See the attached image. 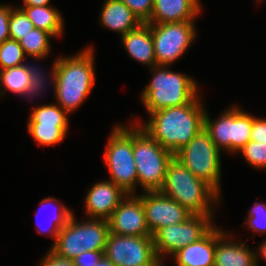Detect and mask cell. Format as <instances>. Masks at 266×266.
I'll return each instance as SVG.
<instances>
[{"mask_svg":"<svg viewBox=\"0 0 266 266\" xmlns=\"http://www.w3.org/2000/svg\"><path fill=\"white\" fill-rule=\"evenodd\" d=\"M81 221L82 253L104 251L110 233L108 220L87 218Z\"/></svg>","mask_w":266,"mask_h":266,"instance_id":"cell-23","label":"cell"},{"mask_svg":"<svg viewBox=\"0 0 266 266\" xmlns=\"http://www.w3.org/2000/svg\"><path fill=\"white\" fill-rule=\"evenodd\" d=\"M76 219L73 213L50 248L58 256L72 260L82 253L81 220Z\"/></svg>","mask_w":266,"mask_h":266,"instance_id":"cell-21","label":"cell"},{"mask_svg":"<svg viewBox=\"0 0 266 266\" xmlns=\"http://www.w3.org/2000/svg\"><path fill=\"white\" fill-rule=\"evenodd\" d=\"M51 0H23V6H48Z\"/></svg>","mask_w":266,"mask_h":266,"instance_id":"cell-40","label":"cell"},{"mask_svg":"<svg viewBox=\"0 0 266 266\" xmlns=\"http://www.w3.org/2000/svg\"><path fill=\"white\" fill-rule=\"evenodd\" d=\"M93 46L76 55L59 56L56 64V103L71 114L90 95L96 80Z\"/></svg>","mask_w":266,"mask_h":266,"instance_id":"cell-2","label":"cell"},{"mask_svg":"<svg viewBox=\"0 0 266 266\" xmlns=\"http://www.w3.org/2000/svg\"><path fill=\"white\" fill-rule=\"evenodd\" d=\"M136 195L142 200L146 223L152 236L159 229L183 223L193 215L160 191H144Z\"/></svg>","mask_w":266,"mask_h":266,"instance_id":"cell-11","label":"cell"},{"mask_svg":"<svg viewBox=\"0 0 266 266\" xmlns=\"http://www.w3.org/2000/svg\"><path fill=\"white\" fill-rule=\"evenodd\" d=\"M159 191L193 215L215 216V207L219 205L221 197L175 157L168 164L165 181Z\"/></svg>","mask_w":266,"mask_h":266,"instance_id":"cell-3","label":"cell"},{"mask_svg":"<svg viewBox=\"0 0 266 266\" xmlns=\"http://www.w3.org/2000/svg\"><path fill=\"white\" fill-rule=\"evenodd\" d=\"M90 266H115L108 258L103 256L95 265Z\"/></svg>","mask_w":266,"mask_h":266,"instance_id":"cell-41","label":"cell"},{"mask_svg":"<svg viewBox=\"0 0 266 266\" xmlns=\"http://www.w3.org/2000/svg\"><path fill=\"white\" fill-rule=\"evenodd\" d=\"M130 125V126H129ZM117 123L103 153L110 180L127 194H136L137 169L133 155V125Z\"/></svg>","mask_w":266,"mask_h":266,"instance_id":"cell-6","label":"cell"},{"mask_svg":"<svg viewBox=\"0 0 266 266\" xmlns=\"http://www.w3.org/2000/svg\"><path fill=\"white\" fill-rule=\"evenodd\" d=\"M27 127L38 146L49 147L64 142L69 125L28 124Z\"/></svg>","mask_w":266,"mask_h":266,"instance_id":"cell-27","label":"cell"},{"mask_svg":"<svg viewBox=\"0 0 266 266\" xmlns=\"http://www.w3.org/2000/svg\"><path fill=\"white\" fill-rule=\"evenodd\" d=\"M123 1L130 10L146 23L152 15L154 8V0H120Z\"/></svg>","mask_w":266,"mask_h":266,"instance_id":"cell-34","label":"cell"},{"mask_svg":"<svg viewBox=\"0 0 266 266\" xmlns=\"http://www.w3.org/2000/svg\"><path fill=\"white\" fill-rule=\"evenodd\" d=\"M54 38L50 33L33 28L26 36L19 40V44L27 57L40 61L50 55L52 49L50 40Z\"/></svg>","mask_w":266,"mask_h":266,"instance_id":"cell-26","label":"cell"},{"mask_svg":"<svg viewBox=\"0 0 266 266\" xmlns=\"http://www.w3.org/2000/svg\"><path fill=\"white\" fill-rule=\"evenodd\" d=\"M195 21L150 24L157 65L171 66L197 37Z\"/></svg>","mask_w":266,"mask_h":266,"instance_id":"cell-9","label":"cell"},{"mask_svg":"<svg viewBox=\"0 0 266 266\" xmlns=\"http://www.w3.org/2000/svg\"><path fill=\"white\" fill-rule=\"evenodd\" d=\"M232 234L216 226L214 266H256V249L246 246V242L234 241Z\"/></svg>","mask_w":266,"mask_h":266,"instance_id":"cell-14","label":"cell"},{"mask_svg":"<svg viewBox=\"0 0 266 266\" xmlns=\"http://www.w3.org/2000/svg\"><path fill=\"white\" fill-rule=\"evenodd\" d=\"M31 82V76L25 64L0 70V98L6 91L24 97Z\"/></svg>","mask_w":266,"mask_h":266,"instance_id":"cell-24","label":"cell"},{"mask_svg":"<svg viewBox=\"0 0 266 266\" xmlns=\"http://www.w3.org/2000/svg\"><path fill=\"white\" fill-rule=\"evenodd\" d=\"M29 62L30 61H28L27 63L26 62L24 63L28 72L30 73V76H31V82L27 88L26 94L24 95V98H26V101H27V99H29L31 101L32 99H36L38 96L40 97V95L43 94L44 92H46V89H48V87H50V86L53 87V92H54V96H55L56 95V64H57V59L55 58L54 62L52 63L50 74L48 73L47 75H46L45 71L41 67H39L38 64L34 65V64L29 63ZM47 83L49 86L47 85Z\"/></svg>","mask_w":266,"mask_h":266,"instance_id":"cell-25","label":"cell"},{"mask_svg":"<svg viewBox=\"0 0 266 266\" xmlns=\"http://www.w3.org/2000/svg\"><path fill=\"white\" fill-rule=\"evenodd\" d=\"M13 7L12 5L9 17V35L10 39L19 41L34 28V25L21 8Z\"/></svg>","mask_w":266,"mask_h":266,"instance_id":"cell-31","label":"cell"},{"mask_svg":"<svg viewBox=\"0 0 266 266\" xmlns=\"http://www.w3.org/2000/svg\"><path fill=\"white\" fill-rule=\"evenodd\" d=\"M26 16L32 21L34 28H38L50 33L54 38L60 37L64 32V18L60 11L48 6H18Z\"/></svg>","mask_w":266,"mask_h":266,"instance_id":"cell-22","label":"cell"},{"mask_svg":"<svg viewBox=\"0 0 266 266\" xmlns=\"http://www.w3.org/2000/svg\"><path fill=\"white\" fill-rule=\"evenodd\" d=\"M68 115L57 103L33 106L27 124L69 125Z\"/></svg>","mask_w":266,"mask_h":266,"instance_id":"cell-28","label":"cell"},{"mask_svg":"<svg viewBox=\"0 0 266 266\" xmlns=\"http://www.w3.org/2000/svg\"><path fill=\"white\" fill-rule=\"evenodd\" d=\"M200 0H154L148 24L195 21L202 11Z\"/></svg>","mask_w":266,"mask_h":266,"instance_id":"cell-15","label":"cell"},{"mask_svg":"<svg viewBox=\"0 0 266 266\" xmlns=\"http://www.w3.org/2000/svg\"><path fill=\"white\" fill-rule=\"evenodd\" d=\"M251 141H256L266 144V119L258 118L253 115V124L251 130Z\"/></svg>","mask_w":266,"mask_h":266,"instance_id":"cell-36","label":"cell"},{"mask_svg":"<svg viewBox=\"0 0 266 266\" xmlns=\"http://www.w3.org/2000/svg\"><path fill=\"white\" fill-rule=\"evenodd\" d=\"M253 124V115L239 106H234V139L232 153L239 152L249 141Z\"/></svg>","mask_w":266,"mask_h":266,"instance_id":"cell-29","label":"cell"},{"mask_svg":"<svg viewBox=\"0 0 266 266\" xmlns=\"http://www.w3.org/2000/svg\"><path fill=\"white\" fill-rule=\"evenodd\" d=\"M12 5L0 4V44L10 38L9 35V17Z\"/></svg>","mask_w":266,"mask_h":266,"instance_id":"cell-35","label":"cell"},{"mask_svg":"<svg viewBox=\"0 0 266 266\" xmlns=\"http://www.w3.org/2000/svg\"><path fill=\"white\" fill-rule=\"evenodd\" d=\"M99 22L101 26L121 35L136 29L143 22L130 8L120 0H104L100 12Z\"/></svg>","mask_w":266,"mask_h":266,"instance_id":"cell-16","label":"cell"},{"mask_svg":"<svg viewBox=\"0 0 266 266\" xmlns=\"http://www.w3.org/2000/svg\"><path fill=\"white\" fill-rule=\"evenodd\" d=\"M262 1H265V0H257V3H259V2L261 3Z\"/></svg>","mask_w":266,"mask_h":266,"instance_id":"cell-42","label":"cell"},{"mask_svg":"<svg viewBox=\"0 0 266 266\" xmlns=\"http://www.w3.org/2000/svg\"><path fill=\"white\" fill-rule=\"evenodd\" d=\"M216 225L199 241L183 247L172 257L175 266H214Z\"/></svg>","mask_w":266,"mask_h":266,"instance_id":"cell-18","label":"cell"},{"mask_svg":"<svg viewBox=\"0 0 266 266\" xmlns=\"http://www.w3.org/2000/svg\"><path fill=\"white\" fill-rule=\"evenodd\" d=\"M38 266H74L72 259H67L55 254L51 249L46 252Z\"/></svg>","mask_w":266,"mask_h":266,"instance_id":"cell-38","label":"cell"},{"mask_svg":"<svg viewBox=\"0 0 266 266\" xmlns=\"http://www.w3.org/2000/svg\"><path fill=\"white\" fill-rule=\"evenodd\" d=\"M157 65L150 69L151 81L141 92L140 100L147 114L189 104L199 93L198 83L192 77Z\"/></svg>","mask_w":266,"mask_h":266,"instance_id":"cell-4","label":"cell"},{"mask_svg":"<svg viewBox=\"0 0 266 266\" xmlns=\"http://www.w3.org/2000/svg\"><path fill=\"white\" fill-rule=\"evenodd\" d=\"M213 219L209 215H192L183 223L159 229L153 235V243L160 262L165 266L166 257H172L183 247L204 237L215 226Z\"/></svg>","mask_w":266,"mask_h":266,"instance_id":"cell-8","label":"cell"},{"mask_svg":"<svg viewBox=\"0 0 266 266\" xmlns=\"http://www.w3.org/2000/svg\"><path fill=\"white\" fill-rule=\"evenodd\" d=\"M39 205H40L39 209L40 208H42V209L36 210V212H35L36 218L40 217L42 210L46 212L47 209L49 211V208L54 209V211H53L54 213L53 214L51 213L52 216L49 219L50 223L48 224L47 227L45 225L43 226V221H42V223L40 222L41 219L40 220L36 219V221H35V224H36L35 227H36L37 233L42 234V235L48 234L49 237H52L54 239V241H53V244H54L56 241V238L58 236V233L67 224L70 216L73 214V211L70 210V208H67L66 206H64L61 203V201H59L58 199L53 198L51 196L45 197L44 199H42ZM43 211H42V213H43ZM47 222H48V220H47Z\"/></svg>","mask_w":266,"mask_h":266,"instance_id":"cell-20","label":"cell"},{"mask_svg":"<svg viewBox=\"0 0 266 266\" xmlns=\"http://www.w3.org/2000/svg\"><path fill=\"white\" fill-rule=\"evenodd\" d=\"M201 99L199 93L189 104L152 112L146 122H133L175 155L204 128L207 109Z\"/></svg>","mask_w":266,"mask_h":266,"instance_id":"cell-1","label":"cell"},{"mask_svg":"<svg viewBox=\"0 0 266 266\" xmlns=\"http://www.w3.org/2000/svg\"><path fill=\"white\" fill-rule=\"evenodd\" d=\"M266 237V236H265ZM256 266L259 265V258L266 261V238L260 243V246L255 250Z\"/></svg>","mask_w":266,"mask_h":266,"instance_id":"cell-39","label":"cell"},{"mask_svg":"<svg viewBox=\"0 0 266 266\" xmlns=\"http://www.w3.org/2000/svg\"><path fill=\"white\" fill-rule=\"evenodd\" d=\"M238 153L255 169H266V144L249 141Z\"/></svg>","mask_w":266,"mask_h":266,"instance_id":"cell-32","label":"cell"},{"mask_svg":"<svg viewBox=\"0 0 266 266\" xmlns=\"http://www.w3.org/2000/svg\"><path fill=\"white\" fill-rule=\"evenodd\" d=\"M133 124V155L138 187L144 191H159L165 181L169 162L174 155L164 149L138 124Z\"/></svg>","mask_w":266,"mask_h":266,"instance_id":"cell-5","label":"cell"},{"mask_svg":"<svg viewBox=\"0 0 266 266\" xmlns=\"http://www.w3.org/2000/svg\"><path fill=\"white\" fill-rule=\"evenodd\" d=\"M245 217V226L255 234L266 235V203L254 202V206L248 211Z\"/></svg>","mask_w":266,"mask_h":266,"instance_id":"cell-33","label":"cell"},{"mask_svg":"<svg viewBox=\"0 0 266 266\" xmlns=\"http://www.w3.org/2000/svg\"><path fill=\"white\" fill-rule=\"evenodd\" d=\"M26 58L19 41L9 38L0 44V70L22 65Z\"/></svg>","mask_w":266,"mask_h":266,"instance_id":"cell-30","label":"cell"},{"mask_svg":"<svg viewBox=\"0 0 266 266\" xmlns=\"http://www.w3.org/2000/svg\"><path fill=\"white\" fill-rule=\"evenodd\" d=\"M121 42L131 59L148 66L149 69L157 66L150 24L142 23L129 31L121 37Z\"/></svg>","mask_w":266,"mask_h":266,"instance_id":"cell-17","label":"cell"},{"mask_svg":"<svg viewBox=\"0 0 266 266\" xmlns=\"http://www.w3.org/2000/svg\"><path fill=\"white\" fill-rule=\"evenodd\" d=\"M126 195L127 193L111 180L99 181L86 193L85 215L87 218L108 220Z\"/></svg>","mask_w":266,"mask_h":266,"instance_id":"cell-13","label":"cell"},{"mask_svg":"<svg viewBox=\"0 0 266 266\" xmlns=\"http://www.w3.org/2000/svg\"><path fill=\"white\" fill-rule=\"evenodd\" d=\"M104 256V251H86L73 259L74 266L95 265Z\"/></svg>","mask_w":266,"mask_h":266,"instance_id":"cell-37","label":"cell"},{"mask_svg":"<svg viewBox=\"0 0 266 266\" xmlns=\"http://www.w3.org/2000/svg\"><path fill=\"white\" fill-rule=\"evenodd\" d=\"M221 151L203 128L174 157L194 176L210 185L219 195L221 191Z\"/></svg>","mask_w":266,"mask_h":266,"instance_id":"cell-7","label":"cell"},{"mask_svg":"<svg viewBox=\"0 0 266 266\" xmlns=\"http://www.w3.org/2000/svg\"><path fill=\"white\" fill-rule=\"evenodd\" d=\"M111 233L123 236H152L146 223L142 200L127 194L108 219Z\"/></svg>","mask_w":266,"mask_h":266,"instance_id":"cell-12","label":"cell"},{"mask_svg":"<svg viewBox=\"0 0 266 266\" xmlns=\"http://www.w3.org/2000/svg\"><path fill=\"white\" fill-rule=\"evenodd\" d=\"M204 129L220 151L232 154V139H234V105L220 114L213 121L206 110Z\"/></svg>","mask_w":266,"mask_h":266,"instance_id":"cell-19","label":"cell"},{"mask_svg":"<svg viewBox=\"0 0 266 266\" xmlns=\"http://www.w3.org/2000/svg\"><path fill=\"white\" fill-rule=\"evenodd\" d=\"M104 256L115 266H164L155 252L153 236L109 233Z\"/></svg>","mask_w":266,"mask_h":266,"instance_id":"cell-10","label":"cell"}]
</instances>
